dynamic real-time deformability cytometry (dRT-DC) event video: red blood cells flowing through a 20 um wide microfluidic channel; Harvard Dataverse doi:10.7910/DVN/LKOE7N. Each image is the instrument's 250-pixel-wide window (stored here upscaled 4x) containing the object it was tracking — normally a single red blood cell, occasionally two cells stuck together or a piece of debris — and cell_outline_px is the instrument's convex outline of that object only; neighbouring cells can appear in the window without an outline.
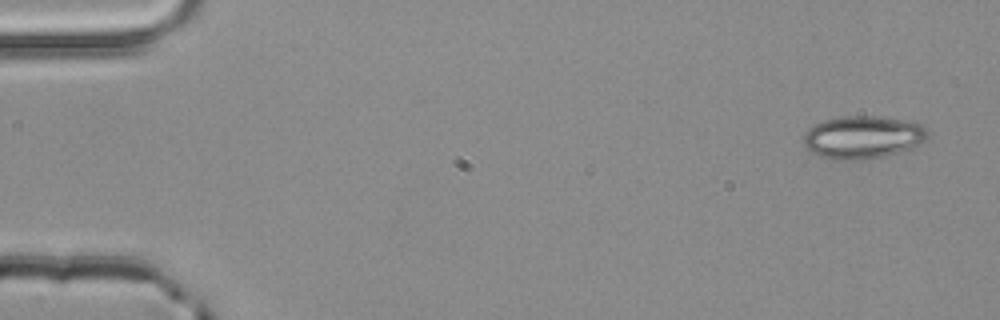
{"species": "common noctule bat (a hibernating species)", "species_latin": "Nyctalus noctula", "temperature_condition": "room temperature", "stored_images_in_passage": 3, "camera_frame_rate_fps": 3000, "um_per_image_px": 0.085, "animal": {"sex": "male", "body_mass_g": 20.4}, "frame": {"image": 1, "passage_image": 1, "time_ms": 0.0, "image_size_px": [1000, 320], "cell_outline_px": [[928, 136], [912, 152], [860, 160], [832, 160], [808, 152], [804, 144], [804, 132], [808, 128], [824, 120], [844, 116], [876, 116], [904, 120], [920, 124], [928, 128]], "centroid_in_image_um": [73.38, 11.7], "position_along_channel_um": 11.6, "area_um2": 31.73}}